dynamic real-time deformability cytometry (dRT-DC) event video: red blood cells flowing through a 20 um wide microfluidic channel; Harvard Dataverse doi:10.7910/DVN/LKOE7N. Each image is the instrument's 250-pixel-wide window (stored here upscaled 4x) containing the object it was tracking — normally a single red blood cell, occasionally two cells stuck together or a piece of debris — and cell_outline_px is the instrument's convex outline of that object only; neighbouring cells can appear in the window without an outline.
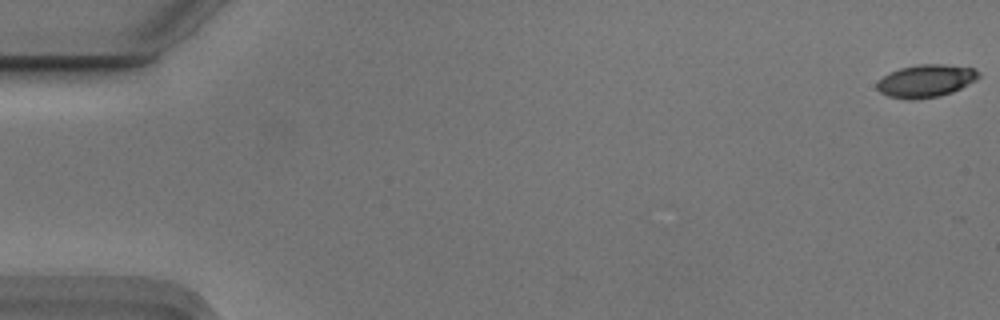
{"species": "Egyptian fruit bat (a non-hibernating species)", "species_latin": "Rousettus aegyptiacus", "temperature_condition": "cold", "stored_images_in_passage": 11, "camera_frame_rate_fps": 3000, "um_per_image_px": 0.085, "animal": {"sex": "male"}, "frame": {"image": 1, "passage_image": 1, "time_ms": 0.0, "image_size_px": [1000, 320], "cell_outline_px": [[980, 76], [976, 80], [952, 92], [940, 96], [888, 96], [880, 92], [876, 88], [876, 80], [888, 72], [900, 68], [920, 64], [944, 64], [972, 68], [980, 72]], "centroid_in_image_um": [78.7, 6.82], "position_along_channel_um": 6.3, "area_um2": 18.73}}